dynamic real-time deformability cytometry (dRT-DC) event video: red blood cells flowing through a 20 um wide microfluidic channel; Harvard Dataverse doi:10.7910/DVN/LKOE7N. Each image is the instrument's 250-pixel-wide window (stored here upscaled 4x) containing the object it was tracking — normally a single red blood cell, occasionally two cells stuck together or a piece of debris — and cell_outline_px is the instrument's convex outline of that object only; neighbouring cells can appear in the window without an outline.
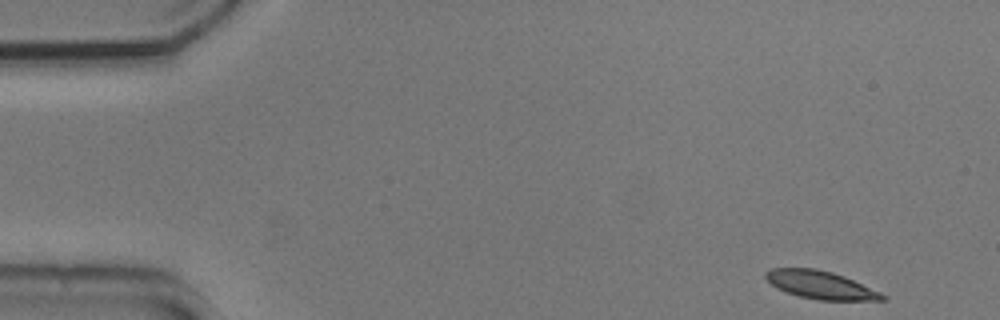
{"species": "common noctule bat (a hibernating species)", "species_latin": "Nyctalus noctula", "temperature_condition": "cold", "stored_images_in_passage": 13, "camera_frame_rate_fps": 3000, "um_per_image_px": 0.085, "animal": {"sex": "male", "body_mass_g": 20.5, "forearm_length_mm": 52.5}, "frame": {"image": 1, "passage_image": 1, "time_ms": 0.0, "image_size_px": [1000, 320], "cell_outline_px": [[888, 300], [820, 300], [800, 296], [776, 288], [764, 276], [764, 272], [772, 268], [816, 268], [832, 272], [844, 276], [880, 292], [888, 296]], "centroid_in_image_um": [69.76, 24.21], "position_along_channel_um": 15.2, "area_um2": 18.9}}
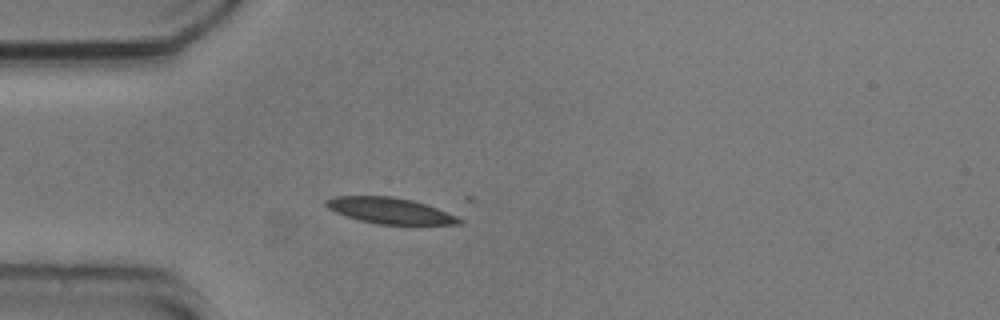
{"frame": {"image": 2, "passage_image": 12, "time_ms": 3.667, "image_size_px": [1000, 320], "cell_outline_px": [[464, 224], [376, 224], [360, 220], [336, 212], [328, 208], [324, 204], [324, 200], [332, 196], [392, 196], [412, 200], [436, 208], [456, 216], [464, 220]], "centroid_in_image_um": [33.12, 17.9], "position_along_channel_um": 51.9, "area_um2": 20.0}}